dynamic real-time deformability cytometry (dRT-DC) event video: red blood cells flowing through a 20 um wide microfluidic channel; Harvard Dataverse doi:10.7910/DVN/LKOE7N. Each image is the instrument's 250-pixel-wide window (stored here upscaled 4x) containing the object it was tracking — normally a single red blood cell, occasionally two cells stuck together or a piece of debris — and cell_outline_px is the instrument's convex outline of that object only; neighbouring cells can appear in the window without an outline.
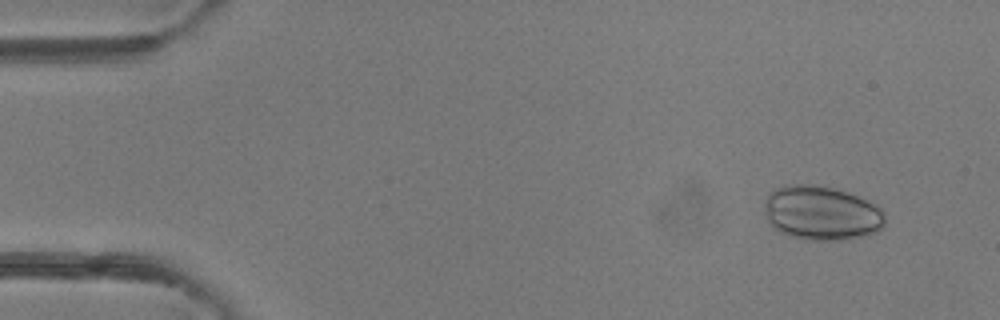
{"species": "common noctule bat (a hibernating species)", "species_latin": "Nyctalus noctula", "temperature_condition": "room temperature", "stored_images_in_passage": 5, "camera_frame_rate_fps": 3000, "um_per_image_px": 0.085, "animal": {"sex": "female"}, "frame": {"image": 1, "passage_image": 2, "time_ms": 0.333, "image_size_px": [1000, 320], "cell_outline_px": [[884, 228], [876, 232], [848, 240], [804, 240], [780, 232], [772, 228], [768, 224], [764, 212], [764, 204], [768, 196], [776, 188], [784, 184], [816, 184], [848, 192], [880, 208], [884, 212]], "centroid_in_image_um": [69.79, 18.12], "position_along_channel_um": 15.2, "area_um2": 38.44}}